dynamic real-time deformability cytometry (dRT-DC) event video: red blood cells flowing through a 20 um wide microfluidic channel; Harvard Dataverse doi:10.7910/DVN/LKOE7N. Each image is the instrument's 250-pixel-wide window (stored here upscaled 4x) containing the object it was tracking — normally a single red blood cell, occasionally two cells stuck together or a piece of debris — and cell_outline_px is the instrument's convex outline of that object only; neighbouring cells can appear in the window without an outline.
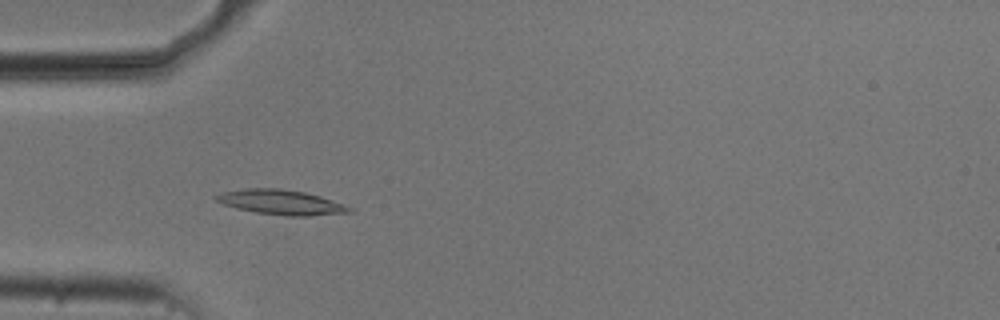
{"species": "common noctule bat (a hibernating species)", "species_latin": "Nyctalus noctula", "temperature_condition": "cold", "stored_images_in_passage": 54, "camera_frame_rate_fps": 3000, "um_per_image_px": 0.085, "animal": {"sex": "male", "body_mass_g": 20.5, "forearm_length_mm": 52.5}, "frame": {"image": 1, "passage_image": 16, "time_ms": 5.0, "image_size_px": [1000, 320], "cell_outline_px": [[352, 212], [308, 216], [288, 216], [256, 212], [236, 208], [224, 204], [216, 200], [212, 196], [220, 192], [244, 188], [280, 188], [304, 192], [320, 196], [344, 204], [352, 208]], "centroid_in_image_um": [23.86, 17.18], "position_along_channel_um": 61.1, "area_um2": 19.31}}
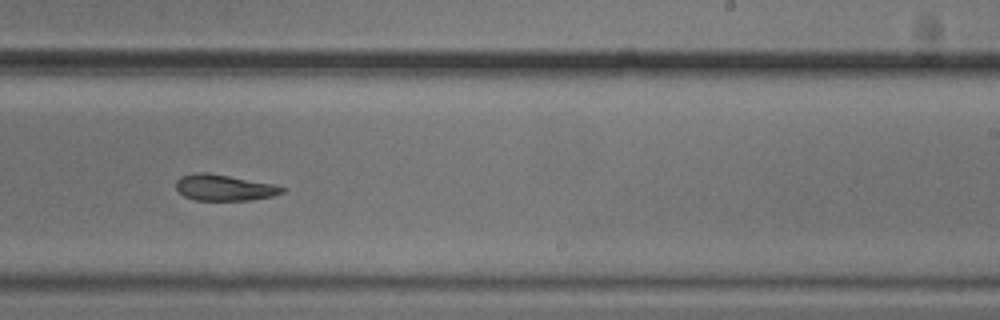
{"frame": {"image": 2, "passage_image": 33, "time_ms": 10.667, "image_size_px": [1000, 320], "cell_outline_px": [[288, 188], [284, 192], [272, 196], [252, 200], [196, 200], [184, 196], [176, 188], [176, 180], [180, 176], [196, 172], [208, 172], [276, 184]], "centroid_in_image_um": [19.09, 15.94], "position_along_channel_um": 269.9, "area_um2": 16.36}}
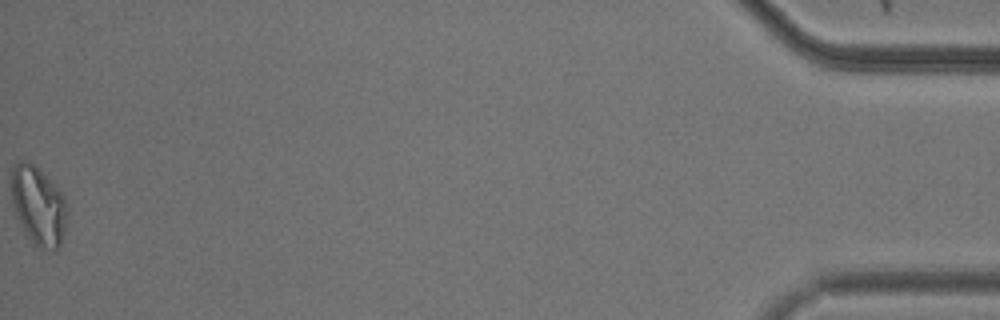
{"frame": {"image": 3, "passage_image": 54, "time_ms": 17.667, "image_size_px": [1000, 320], "cell_outline_px": [[68, 212], [60, 244], [56, 252], [52, 252], [40, 248], [32, 240], [16, 216], [12, 204], [12, 168], [16, 160], [28, 160], [64, 196], [68, 204]], "centroid_in_image_um": [3.27, 17.5], "position_along_channel_um": 431.9, "area_um2": 25.14}, "authors_computed_cell_mechanics": {"area_um2": 17.5712, "velocity_mm_per_s": 3.7248, "shape_relaxation_time_tau1_ms": 6.499, "shape_relaxation_time_tau2_ms": 7.5636, "deformation_change_tau1": 0.1355, "deformation_change_tau2": 0.1492}}